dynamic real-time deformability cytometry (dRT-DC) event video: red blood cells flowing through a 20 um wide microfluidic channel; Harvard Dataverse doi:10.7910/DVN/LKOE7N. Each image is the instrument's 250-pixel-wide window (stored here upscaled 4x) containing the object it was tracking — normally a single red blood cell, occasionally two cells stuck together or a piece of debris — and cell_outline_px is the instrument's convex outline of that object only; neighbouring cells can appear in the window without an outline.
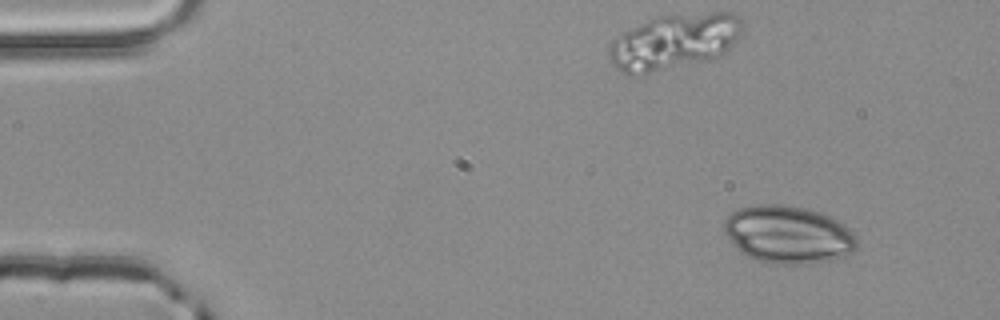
{"species": "common noctule bat (a hibernating species)", "species_latin": "Nyctalus noctula", "temperature_condition": "room temperature", "stored_images_in_passage": 3, "camera_frame_rate_fps": 3000, "um_per_image_px": 0.085, "animal": {"sex": "male", "body_mass_g": 20.4}, "frame": {"image": 1, "passage_image": 1, "time_ms": 0.0, "image_size_px": [1000, 320], "cell_outline_px": [[856, 248], [852, 252], [844, 256], [828, 260], [808, 264], [772, 264], [756, 260], [740, 252], [732, 244], [724, 232], [724, 220], [736, 208], [760, 204], [780, 204], [804, 208], [820, 212], [840, 220], [852, 232], [856, 240]], "centroid_in_image_um": [66.96, 19.93], "position_along_channel_um": 18.0, "area_um2": 44.85}}